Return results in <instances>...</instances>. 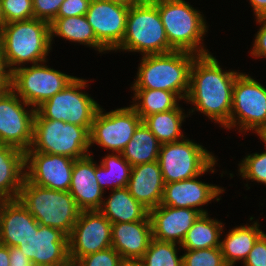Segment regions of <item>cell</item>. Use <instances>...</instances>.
<instances>
[{
	"label": "cell",
	"mask_w": 266,
	"mask_h": 266,
	"mask_svg": "<svg viewBox=\"0 0 266 266\" xmlns=\"http://www.w3.org/2000/svg\"><path fill=\"white\" fill-rule=\"evenodd\" d=\"M239 74L236 71L224 72L211 54L198 55L191 67L185 100L209 119L226 127L230 121L233 87Z\"/></svg>",
	"instance_id": "6da1fadb"
},
{
	"label": "cell",
	"mask_w": 266,
	"mask_h": 266,
	"mask_svg": "<svg viewBox=\"0 0 266 266\" xmlns=\"http://www.w3.org/2000/svg\"><path fill=\"white\" fill-rule=\"evenodd\" d=\"M197 56L179 50L143 55L137 79L131 88L169 91L185 100L189 92L191 67Z\"/></svg>",
	"instance_id": "7a4b0ae2"
},
{
	"label": "cell",
	"mask_w": 266,
	"mask_h": 266,
	"mask_svg": "<svg viewBox=\"0 0 266 266\" xmlns=\"http://www.w3.org/2000/svg\"><path fill=\"white\" fill-rule=\"evenodd\" d=\"M2 57L6 72L10 74L23 63L46 62L51 49L50 23L32 18L6 23L0 29Z\"/></svg>",
	"instance_id": "3957f363"
},
{
	"label": "cell",
	"mask_w": 266,
	"mask_h": 266,
	"mask_svg": "<svg viewBox=\"0 0 266 266\" xmlns=\"http://www.w3.org/2000/svg\"><path fill=\"white\" fill-rule=\"evenodd\" d=\"M18 199L42 226L70 236L81 210L68 191L40 187L24 179Z\"/></svg>",
	"instance_id": "277c9868"
},
{
	"label": "cell",
	"mask_w": 266,
	"mask_h": 266,
	"mask_svg": "<svg viewBox=\"0 0 266 266\" xmlns=\"http://www.w3.org/2000/svg\"><path fill=\"white\" fill-rule=\"evenodd\" d=\"M158 8L169 45L196 55L210 54L201 45L207 32L201 12L184 0H152ZM199 46V47H198Z\"/></svg>",
	"instance_id": "5b68a950"
},
{
	"label": "cell",
	"mask_w": 266,
	"mask_h": 266,
	"mask_svg": "<svg viewBox=\"0 0 266 266\" xmlns=\"http://www.w3.org/2000/svg\"><path fill=\"white\" fill-rule=\"evenodd\" d=\"M118 49L141 52L142 55L174 51L169 45L158 8L152 0H140L130 6L126 32Z\"/></svg>",
	"instance_id": "8992f818"
},
{
	"label": "cell",
	"mask_w": 266,
	"mask_h": 266,
	"mask_svg": "<svg viewBox=\"0 0 266 266\" xmlns=\"http://www.w3.org/2000/svg\"><path fill=\"white\" fill-rule=\"evenodd\" d=\"M90 131L83 126L44 119L37 111L34 117L32 143L26 152H42L81 159L90 153Z\"/></svg>",
	"instance_id": "52a82bcc"
},
{
	"label": "cell",
	"mask_w": 266,
	"mask_h": 266,
	"mask_svg": "<svg viewBox=\"0 0 266 266\" xmlns=\"http://www.w3.org/2000/svg\"><path fill=\"white\" fill-rule=\"evenodd\" d=\"M158 162L165 183L199 177L209 169L214 173L216 159L202 145L189 139L162 144Z\"/></svg>",
	"instance_id": "ba28073f"
},
{
	"label": "cell",
	"mask_w": 266,
	"mask_h": 266,
	"mask_svg": "<svg viewBox=\"0 0 266 266\" xmlns=\"http://www.w3.org/2000/svg\"><path fill=\"white\" fill-rule=\"evenodd\" d=\"M87 81L75 78L64 89L44 101L36 111L44 118L63 121L91 130L99 104L88 94L80 92Z\"/></svg>",
	"instance_id": "9c48e42d"
},
{
	"label": "cell",
	"mask_w": 266,
	"mask_h": 266,
	"mask_svg": "<svg viewBox=\"0 0 266 266\" xmlns=\"http://www.w3.org/2000/svg\"><path fill=\"white\" fill-rule=\"evenodd\" d=\"M76 77L40 64L17 66L9 74V87L28 105L37 108L64 89Z\"/></svg>",
	"instance_id": "30bf717a"
},
{
	"label": "cell",
	"mask_w": 266,
	"mask_h": 266,
	"mask_svg": "<svg viewBox=\"0 0 266 266\" xmlns=\"http://www.w3.org/2000/svg\"><path fill=\"white\" fill-rule=\"evenodd\" d=\"M236 123L241 131L255 130L257 134L266 125V88L243 73L235 80L230 121L225 128Z\"/></svg>",
	"instance_id": "8fae6325"
},
{
	"label": "cell",
	"mask_w": 266,
	"mask_h": 266,
	"mask_svg": "<svg viewBox=\"0 0 266 266\" xmlns=\"http://www.w3.org/2000/svg\"><path fill=\"white\" fill-rule=\"evenodd\" d=\"M25 106L30 105L21 100L10 87L0 95V144L23 152L31 146L36 114L35 108L27 111Z\"/></svg>",
	"instance_id": "7c38bea8"
},
{
	"label": "cell",
	"mask_w": 266,
	"mask_h": 266,
	"mask_svg": "<svg viewBox=\"0 0 266 266\" xmlns=\"http://www.w3.org/2000/svg\"><path fill=\"white\" fill-rule=\"evenodd\" d=\"M102 109L99 107L94 116L90 145L97 143L105 149L121 153L142 119L131 105L107 113H103Z\"/></svg>",
	"instance_id": "4fadbf2b"
},
{
	"label": "cell",
	"mask_w": 266,
	"mask_h": 266,
	"mask_svg": "<svg viewBox=\"0 0 266 266\" xmlns=\"http://www.w3.org/2000/svg\"><path fill=\"white\" fill-rule=\"evenodd\" d=\"M112 223L99 211H81L68 237L73 266L80 258L112 247Z\"/></svg>",
	"instance_id": "5bb4252c"
},
{
	"label": "cell",
	"mask_w": 266,
	"mask_h": 266,
	"mask_svg": "<svg viewBox=\"0 0 266 266\" xmlns=\"http://www.w3.org/2000/svg\"><path fill=\"white\" fill-rule=\"evenodd\" d=\"M130 6L108 0H91L87 13L97 41L108 51L121 45L126 32V19Z\"/></svg>",
	"instance_id": "9a60e30c"
},
{
	"label": "cell",
	"mask_w": 266,
	"mask_h": 266,
	"mask_svg": "<svg viewBox=\"0 0 266 266\" xmlns=\"http://www.w3.org/2000/svg\"><path fill=\"white\" fill-rule=\"evenodd\" d=\"M75 159L42 152H25V179L37 186L69 191Z\"/></svg>",
	"instance_id": "2e32d148"
},
{
	"label": "cell",
	"mask_w": 266,
	"mask_h": 266,
	"mask_svg": "<svg viewBox=\"0 0 266 266\" xmlns=\"http://www.w3.org/2000/svg\"><path fill=\"white\" fill-rule=\"evenodd\" d=\"M33 266H72L68 237L58 229L39 224L37 232L17 246Z\"/></svg>",
	"instance_id": "e0dca14e"
},
{
	"label": "cell",
	"mask_w": 266,
	"mask_h": 266,
	"mask_svg": "<svg viewBox=\"0 0 266 266\" xmlns=\"http://www.w3.org/2000/svg\"><path fill=\"white\" fill-rule=\"evenodd\" d=\"M201 213L196 209L174 208L171 206L159 205L149 210V218L153 238L182 243L187 231L192 227Z\"/></svg>",
	"instance_id": "ac0fdd59"
},
{
	"label": "cell",
	"mask_w": 266,
	"mask_h": 266,
	"mask_svg": "<svg viewBox=\"0 0 266 266\" xmlns=\"http://www.w3.org/2000/svg\"><path fill=\"white\" fill-rule=\"evenodd\" d=\"M196 178L165 183L161 205L196 209L201 214H207V211L197 207L208 204L213 199L219 201L218 196L224 190L217 185L197 181Z\"/></svg>",
	"instance_id": "d6986e66"
},
{
	"label": "cell",
	"mask_w": 266,
	"mask_h": 266,
	"mask_svg": "<svg viewBox=\"0 0 266 266\" xmlns=\"http://www.w3.org/2000/svg\"><path fill=\"white\" fill-rule=\"evenodd\" d=\"M39 223L20 200L0 202V243L17 247L20 242L37 232Z\"/></svg>",
	"instance_id": "ffe728a7"
},
{
	"label": "cell",
	"mask_w": 266,
	"mask_h": 266,
	"mask_svg": "<svg viewBox=\"0 0 266 266\" xmlns=\"http://www.w3.org/2000/svg\"><path fill=\"white\" fill-rule=\"evenodd\" d=\"M68 192L81 211L101 208L104 191L95 177V162L91 154L81 159H75Z\"/></svg>",
	"instance_id": "44dd1931"
},
{
	"label": "cell",
	"mask_w": 266,
	"mask_h": 266,
	"mask_svg": "<svg viewBox=\"0 0 266 266\" xmlns=\"http://www.w3.org/2000/svg\"><path fill=\"white\" fill-rule=\"evenodd\" d=\"M112 247L124 260H140L153 238L149 215L140 221L112 224Z\"/></svg>",
	"instance_id": "7402d4cb"
},
{
	"label": "cell",
	"mask_w": 266,
	"mask_h": 266,
	"mask_svg": "<svg viewBox=\"0 0 266 266\" xmlns=\"http://www.w3.org/2000/svg\"><path fill=\"white\" fill-rule=\"evenodd\" d=\"M164 186L158 161L132 167L127 188L130 194L148 210L161 204Z\"/></svg>",
	"instance_id": "603a6c76"
},
{
	"label": "cell",
	"mask_w": 266,
	"mask_h": 266,
	"mask_svg": "<svg viewBox=\"0 0 266 266\" xmlns=\"http://www.w3.org/2000/svg\"><path fill=\"white\" fill-rule=\"evenodd\" d=\"M25 169V152L0 144V201L18 198Z\"/></svg>",
	"instance_id": "cb8c5ba5"
},
{
	"label": "cell",
	"mask_w": 266,
	"mask_h": 266,
	"mask_svg": "<svg viewBox=\"0 0 266 266\" xmlns=\"http://www.w3.org/2000/svg\"><path fill=\"white\" fill-rule=\"evenodd\" d=\"M111 191L113 193L103 201L99 211L112 224L140 221L149 215V210L130 194L127 187Z\"/></svg>",
	"instance_id": "d4e9b609"
},
{
	"label": "cell",
	"mask_w": 266,
	"mask_h": 266,
	"mask_svg": "<svg viewBox=\"0 0 266 266\" xmlns=\"http://www.w3.org/2000/svg\"><path fill=\"white\" fill-rule=\"evenodd\" d=\"M263 233L257 222L251 226H239L232 229L220 244L226 265L233 266L241 259L244 262Z\"/></svg>",
	"instance_id": "484cf974"
},
{
	"label": "cell",
	"mask_w": 266,
	"mask_h": 266,
	"mask_svg": "<svg viewBox=\"0 0 266 266\" xmlns=\"http://www.w3.org/2000/svg\"><path fill=\"white\" fill-rule=\"evenodd\" d=\"M60 36L66 40L78 42L96 48L99 53L106 49L97 41L93 28L85 15L71 17H56L50 23V42L53 36Z\"/></svg>",
	"instance_id": "4316f807"
},
{
	"label": "cell",
	"mask_w": 266,
	"mask_h": 266,
	"mask_svg": "<svg viewBox=\"0 0 266 266\" xmlns=\"http://www.w3.org/2000/svg\"><path fill=\"white\" fill-rule=\"evenodd\" d=\"M160 146L155 135L142 121L121 154L133 167L158 161Z\"/></svg>",
	"instance_id": "83f0119b"
},
{
	"label": "cell",
	"mask_w": 266,
	"mask_h": 266,
	"mask_svg": "<svg viewBox=\"0 0 266 266\" xmlns=\"http://www.w3.org/2000/svg\"><path fill=\"white\" fill-rule=\"evenodd\" d=\"M223 224L213 220L207 214H201L182 241L181 248L185 250H199L206 248L220 247V235L223 232Z\"/></svg>",
	"instance_id": "f1b7e54d"
},
{
	"label": "cell",
	"mask_w": 266,
	"mask_h": 266,
	"mask_svg": "<svg viewBox=\"0 0 266 266\" xmlns=\"http://www.w3.org/2000/svg\"><path fill=\"white\" fill-rule=\"evenodd\" d=\"M184 118L182 108L178 105L170 111L146 116L142 121L162 145L179 141V137L180 139L184 138L181 133V123Z\"/></svg>",
	"instance_id": "f546056e"
},
{
	"label": "cell",
	"mask_w": 266,
	"mask_h": 266,
	"mask_svg": "<svg viewBox=\"0 0 266 266\" xmlns=\"http://www.w3.org/2000/svg\"><path fill=\"white\" fill-rule=\"evenodd\" d=\"M100 163H95V177L103 191L108 185L112 186V190L128 186L132 166L121 153L109 154Z\"/></svg>",
	"instance_id": "4dcf8cb0"
},
{
	"label": "cell",
	"mask_w": 266,
	"mask_h": 266,
	"mask_svg": "<svg viewBox=\"0 0 266 266\" xmlns=\"http://www.w3.org/2000/svg\"><path fill=\"white\" fill-rule=\"evenodd\" d=\"M133 101L139 102L132 104L137 114L143 120L146 116L159 112H167L178 106L180 99L175 93L164 90L153 89H133Z\"/></svg>",
	"instance_id": "1f68e13d"
},
{
	"label": "cell",
	"mask_w": 266,
	"mask_h": 266,
	"mask_svg": "<svg viewBox=\"0 0 266 266\" xmlns=\"http://www.w3.org/2000/svg\"><path fill=\"white\" fill-rule=\"evenodd\" d=\"M176 245L152 238L140 261L144 266H183L182 256L178 258Z\"/></svg>",
	"instance_id": "d6a6232c"
},
{
	"label": "cell",
	"mask_w": 266,
	"mask_h": 266,
	"mask_svg": "<svg viewBox=\"0 0 266 266\" xmlns=\"http://www.w3.org/2000/svg\"><path fill=\"white\" fill-rule=\"evenodd\" d=\"M186 251L182 255L183 266H227L221 247Z\"/></svg>",
	"instance_id": "836d02e7"
},
{
	"label": "cell",
	"mask_w": 266,
	"mask_h": 266,
	"mask_svg": "<svg viewBox=\"0 0 266 266\" xmlns=\"http://www.w3.org/2000/svg\"><path fill=\"white\" fill-rule=\"evenodd\" d=\"M239 167L241 177L266 185V151L246 156Z\"/></svg>",
	"instance_id": "e575fe53"
},
{
	"label": "cell",
	"mask_w": 266,
	"mask_h": 266,
	"mask_svg": "<svg viewBox=\"0 0 266 266\" xmlns=\"http://www.w3.org/2000/svg\"><path fill=\"white\" fill-rule=\"evenodd\" d=\"M1 7L5 24L34 18L32 0H1Z\"/></svg>",
	"instance_id": "d590c367"
},
{
	"label": "cell",
	"mask_w": 266,
	"mask_h": 266,
	"mask_svg": "<svg viewBox=\"0 0 266 266\" xmlns=\"http://www.w3.org/2000/svg\"><path fill=\"white\" fill-rule=\"evenodd\" d=\"M124 259L113 248L83 256L73 266H120Z\"/></svg>",
	"instance_id": "8d00e7d4"
},
{
	"label": "cell",
	"mask_w": 266,
	"mask_h": 266,
	"mask_svg": "<svg viewBox=\"0 0 266 266\" xmlns=\"http://www.w3.org/2000/svg\"><path fill=\"white\" fill-rule=\"evenodd\" d=\"M34 18L51 23L58 15L64 0H32Z\"/></svg>",
	"instance_id": "74e56055"
},
{
	"label": "cell",
	"mask_w": 266,
	"mask_h": 266,
	"mask_svg": "<svg viewBox=\"0 0 266 266\" xmlns=\"http://www.w3.org/2000/svg\"><path fill=\"white\" fill-rule=\"evenodd\" d=\"M245 266H266V234H262L244 261Z\"/></svg>",
	"instance_id": "f35d334b"
},
{
	"label": "cell",
	"mask_w": 266,
	"mask_h": 266,
	"mask_svg": "<svg viewBox=\"0 0 266 266\" xmlns=\"http://www.w3.org/2000/svg\"><path fill=\"white\" fill-rule=\"evenodd\" d=\"M91 0H64L58 10L57 17L85 15Z\"/></svg>",
	"instance_id": "ab89813d"
},
{
	"label": "cell",
	"mask_w": 266,
	"mask_h": 266,
	"mask_svg": "<svg viewBox=\"0 0 266 266\" xmlns=\"http://www.w3.org/2000/svg\"><path fill=\"white\" fill-rule=\"evenodd\" d=\"M257 22L263 23L259 31L255 36L254 46L251 50V54L254 57H266V17L256 18Z\"/></svg>",
	"instance_id": "60d3db41"
},
{
	"label": "cell",
	"mask_w": 266,
	"mask_h": 266,
	"mask_svg": "<svg viewBox=\"0 0 266 266\" xmlns=\"http://www.w3.org/2000/svg\"><path fill=\"white\" fill-rule=\"evenodd\" d=\"M9 266H33L30 259L18 247H9Z\"/></svg>",
	"instance_id": "b9f144b4"
},
{
	"label": "cell",
	"mask_w": 266,
	"mask_h": 266,
	"mask_svg": "<svg viewBox=\"0 0 266 266\" xmlns=\"http://www.w3.org/2000/svg\"><path fill=\"white\" fill-rule=\"evenodd\" d=\"M256 18L266 17V0H250Z\"/></svg>",
	"instance_id": "7bdbcfd3"
},
{
	"label": "cell",
	"mask_w": 266,
	"mask_h": 266,
	"mask_svg": "<svg viewBox=\"0 0 266 266\" xmlns=\"http://www.w3.org/2000/svg\"><path fill=\"white\" fill-rule=\"evenodd\" d=\"M9 247L0 243V266H9Z\"/></svg>",
	"instance_id": "ee69618b"
},
{
	"label": "cell",
	"mask_w": 266,
	"mask_h": 266,
	"mask_svg": "<svg viewBox=\"0 0 266 266\" xmlns=\"http://www.w3.org/2000/svg\"><path fill=\"white\" fill-rule=\"evenodd\" d=\"M9 87V74L5 68H0V95Z\"/></svg>",
	"instance_id": "f6af8a7d"
},
{
	"label": "cell",
	"mask_w": 266,
	"mask_h": 266,
	"mask_svg": "<svg viewBox=\"0 0 266 266\" xmlns=\"http://www.w3.org/2000/svg\"><path fill=\"white\" fill-rule=\"evenodd\" d=\"M120 266H144L140 260H123Z\"/></svg>",
	"instance_id": "bcb514c9"
},
{
	"label": "cell",
	"mask_w": 266,
	"mask_h": 266,
	"mask_svg": "<svg viewBox=\"0 0 266 266\" xmlns=\"http://www.w3.org/2000/svg\"><path fill=\"white\" fill-rule=\"evenodd\" d=\"M108 1H113L119 4H123V5H127V6H131L134 3H137L140 0H108Z\"/></svg>",
	"instance_id": "7dc6e473"
},
{
	"label": "cell",
	"mask_w": 266,
	"mask_h": 266,
	"mask_svg": "<svg viewBox=\"0 0 266 266\" xmlns=\"http://www.w3.org/2000/svg\"><path fill=\"white\" fill-rule=\"evenodd\" d=\"M258 135L262 139V141L265 143V147H266V125L258 132Z\"/></svg>",
	"instance_id": "c3c4849f"
},
{
	"label": "cell",
	"mask_w": 266,
	"mask_h": 266,
	"mask_svg": "<svg viewBox=\"0 0 266 266\" xmlns=\"http://www.w3.org/2000/svg\"><path fill=\"white\" fill-rule=\"evenodd\" d=\"M0 68H5L3 57H2V41H1V34H0Z\"/></svg>",
	"instance_id": "681fc988"
},
{
	"label": "cell",
	"mask_w": 266,
	"mask_h": 266,
	"mask_svg": "<svg viewBox=\"0 0 266 266\" xmlns=\"http://www.w3.org/2000/svg\"><path fill=\"white\" fill-rule=\"evenodd\" d=\"M4 24L5 22H4V17L2 13V7H1V0H0V29L3 27Z\"/></svg>",
	"instance_id": "f907efd6"
}]
</instances>
